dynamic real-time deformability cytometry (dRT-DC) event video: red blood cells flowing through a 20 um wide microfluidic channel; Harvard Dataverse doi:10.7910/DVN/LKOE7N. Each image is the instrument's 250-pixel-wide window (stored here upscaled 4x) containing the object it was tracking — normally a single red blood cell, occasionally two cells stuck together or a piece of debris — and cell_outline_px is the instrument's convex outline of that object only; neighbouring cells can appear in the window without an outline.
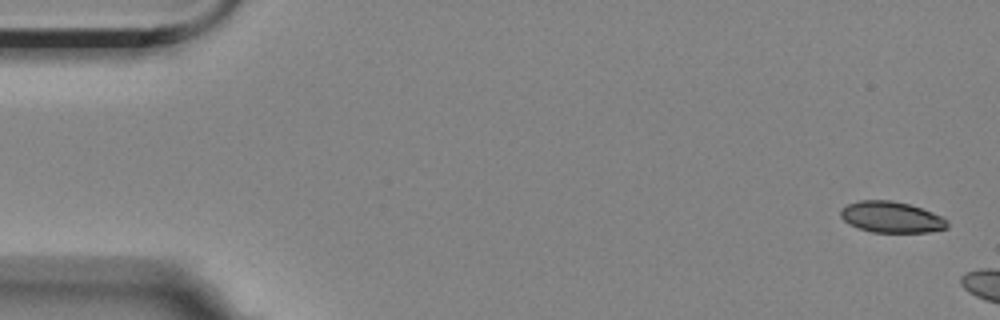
{"species": "Egyptian fruit bat (a non-hibernating species)", "species_latin": "Rousettus aegyptiacus", "temperature_condition": "room temperature", "stored_images_in_passage": 3, "camera_frame_rate_fps": 3000, "um_per_image_px": 0.085, "animal": {"sex": "female"}, "frame": {"image": 1, "passage_image": 1, "time_ms": 0.0, "image_size_px": [1000, 320], "cell_outline_px": [[948, 228], [928, 232], [872, 232], [860, 228], [844, 220], [840, 216], [840, 208], [848, 204], [860, 200], [892, 200], [908, 204], [944, 216], [948, 220]], "centroid_in_image_um": [75.8, 18.45], "position_along_channel_um": 9.2, "area_um2": 19.31}}